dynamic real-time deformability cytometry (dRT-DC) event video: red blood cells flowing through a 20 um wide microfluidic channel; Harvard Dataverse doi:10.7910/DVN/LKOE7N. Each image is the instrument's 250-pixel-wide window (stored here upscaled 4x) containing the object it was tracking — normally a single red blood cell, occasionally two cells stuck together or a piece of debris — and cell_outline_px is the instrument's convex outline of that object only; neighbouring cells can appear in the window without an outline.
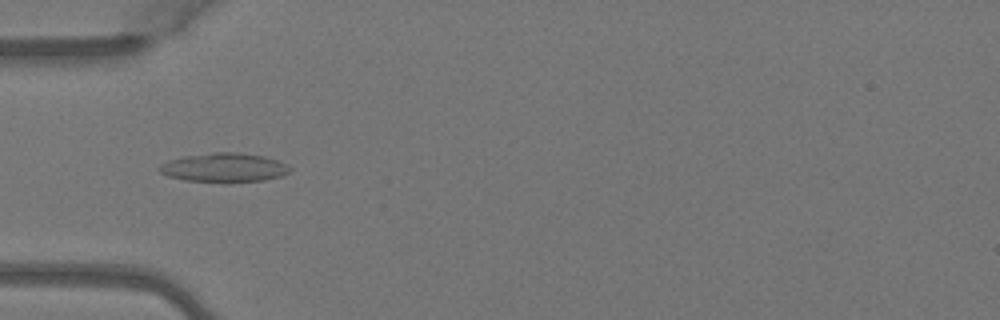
{"species": "Egyptian fruit bat (a non-hibernating species)", "species_latin": "Rousettus aegyptiacus", "temperature_condition": "warm", "stored_images_in_passage": 4, "camera_frame_rate_fps": 3000, "um_per_image_px": 0.085, "animal": {"sex": "female"}, "frame": {"image": 1, "passage_image": 4, "time_ms": 1.0, "image_size_px": [1000, 320], "cell_outline_px": [[292, 168], [288, 172], [280, 176], [264, 180], [184, 180], [168, 176], [160, 172], [156, 168], [160, 164], [168, 160], [184, 156], [212, 152], [240, 152], [264, 156], [276, 160]], "centroid_in_image_um": [18.99, 14.2], "position_along_channel_um": 66.0, "area_um2": 21.44}}